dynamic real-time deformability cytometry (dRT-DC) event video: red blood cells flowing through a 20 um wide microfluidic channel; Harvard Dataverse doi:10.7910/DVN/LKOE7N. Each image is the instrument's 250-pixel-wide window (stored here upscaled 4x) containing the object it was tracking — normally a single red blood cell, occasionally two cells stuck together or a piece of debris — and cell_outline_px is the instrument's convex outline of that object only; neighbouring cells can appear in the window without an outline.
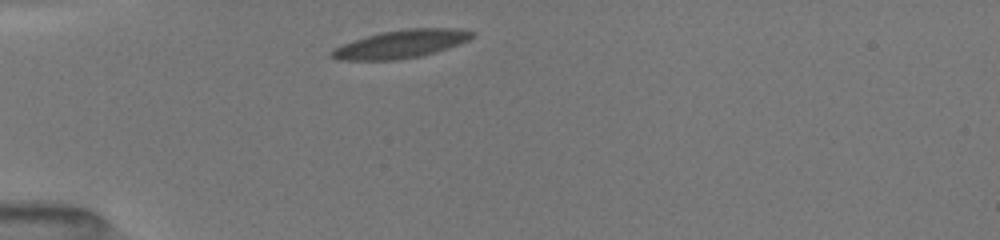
{"species": "common noctule bat (a hibernating species)", "species_latin": "Nyctalus noctula", "temperature_condition": "room temperature", "stored_images_in_passage": 8, "camera_frame_rate_fps": 3000, "um_per_image_px": 0.085, "animal": {"sex": "female", "body_mass_g": 19.5, "forearm_length_mm": 54.1}, "frame": {"image": 1, "passage_image": 1, "time_ms": 0.0, "image_size_px": [1000, 240], "cell_outline_px": [[476, 36], [468, 40], [436, 52], [420, 56], [396, 60], [340, 60], [328, 56], [328, 52], [332, 48], [380, 32], [408, 28], [456, 28], [476, 32]], "centroid_in_image_um": [34.08, 3.74], "position_along_channel_um": 50.9, "area_um2": 23.0}}
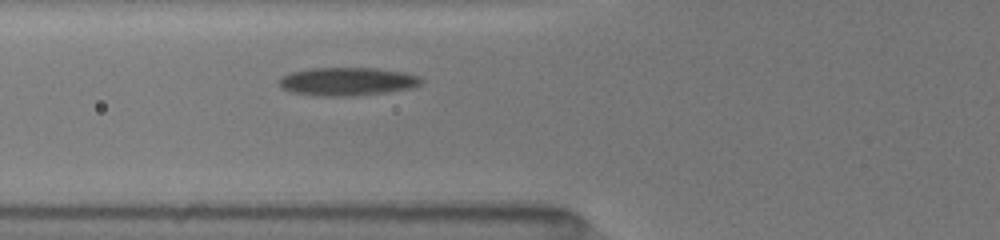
{"frame": {"image": 2, "passage_image": 5, "time_ms": 1.667, "image_size_px": [1000, 240], "cell_outline_px": [[424, 80], [420, 84], [412, 88], [384, 92], [352, 96], [320, 96], [292, 92], [284, 88], [280, 84], [280, 80], [284, 76], [292, 72], [312, 68], [376, 68], [404, 72], [416, 76]], "centroid_in_image_um": [29.55, 6.92], "position_along_channel_um": 96.2, "area_um2": 23.0}}
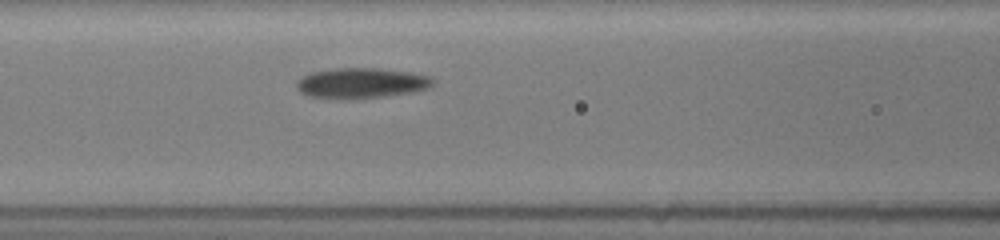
{"frame": {"image": 3, "passage_image": 8, "time_ms": 2.667, "image_size_px": [1000, 240], "cell_outline_px": [[432, 84], [428, 88], [412, 92], [384, 96], [308, 96], [300, 92], [296, 88], [296, 80], [312, 72], [336, 68], [380, 68], [408, 72], [428, 76], [432, 80]], "centroid_in_image_um": [30.7, 7.01], "position_along_channel_um": 135.9, "area_um2": 23.0}}